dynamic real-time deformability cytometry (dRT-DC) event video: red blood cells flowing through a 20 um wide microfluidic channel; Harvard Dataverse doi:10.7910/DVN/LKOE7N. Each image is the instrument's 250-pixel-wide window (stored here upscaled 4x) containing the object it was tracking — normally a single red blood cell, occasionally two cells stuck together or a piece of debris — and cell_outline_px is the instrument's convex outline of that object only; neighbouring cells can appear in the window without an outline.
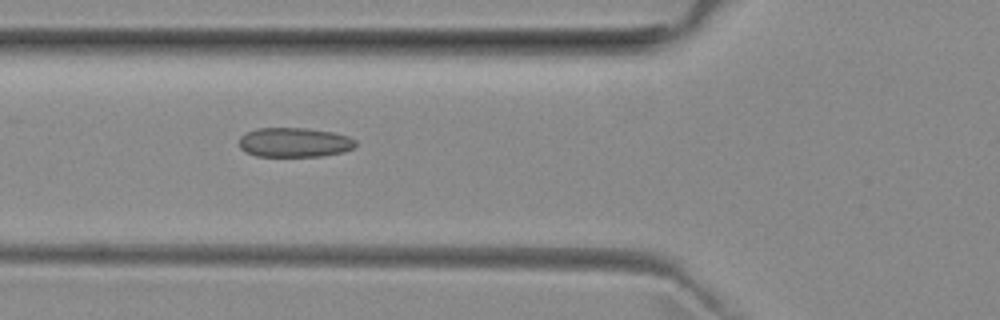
{"species": "common noctule bat (a hibernating species)", "species_latin": "Nyctalus noctula", "temperature_condition": "room temperature", "stored_images_in_passage": 31, "camera_frame_rate_fps": 3000, "um_per_image_px": 0.085, "animal": {"sex": "female", "body_mass_g": 29.2, "forearm_length_mm": 56.3}, "frame": {"image": 1, "passage_image": 3, "time_ms": 0.667, "image_size_px": [1000, 320], "cell_outline_px": [[356, 144], [352, 148], [344, 152], [324, 156], [256, 156], [244, 152], [240, 148], [240, 136], [256, 128], [308, 128], [332, 132], [348, 136], [356, 140]], "centroid_in_image_um": [25.02, 12.1], "position_along_channel_um": 100.8, "area_um2": 20.11}}
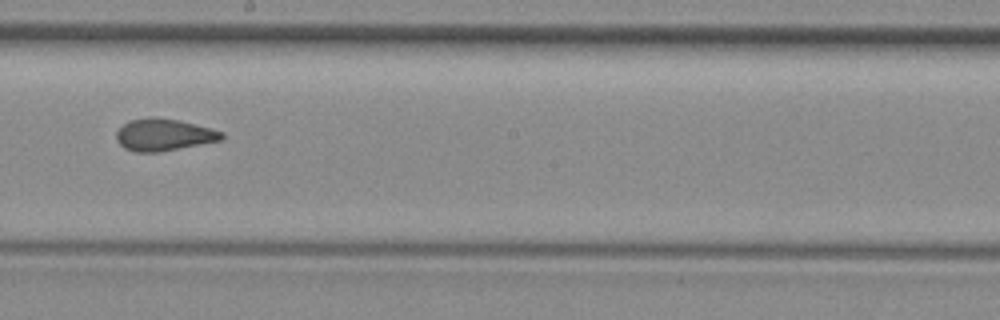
{"frame": {"image": 2, "passage_image": 13, "time_ms": 4.0, "image_size_px": [1000, 320], "cell_outline_px": [[224, 140], [160, 152], [136, 152], [124, 148], [116, 140], [116, 132], [124, 124], [132, 120], [148, 116], [152, 116], [180, 120], [212, 128], [224, 132]], "centroid_in_image_um": [13.96, 11.45], "position_along_channel_um": 234.2, "area_um2": 19.94}}
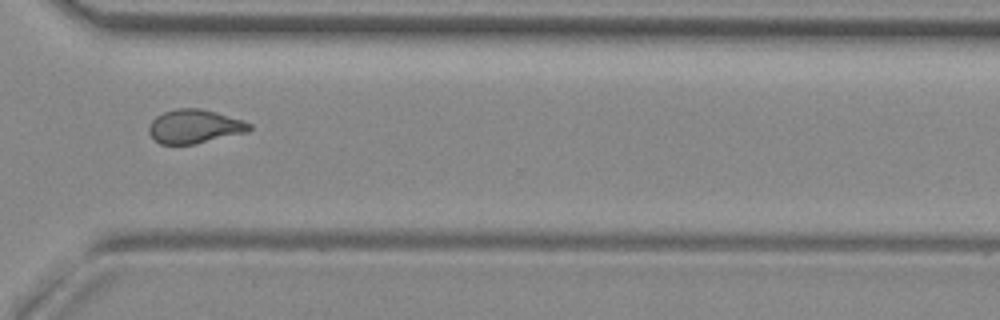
{"frame": {"image": 3, "passage_image": 22, "time_ms": 7.0, "image_size_px": [1000, 320], "cell_outline_px": [[252, 128], [248, 132], [192, 144], [160, 144], [148, 132], [148, 128], [152, 120], [156, 116], [164, 112], [176, 108], [200, 108], [216, 112], [244, 120], [252, 124]], "centroid_in_image_um": [16.55, 10.73], "position_along_channel_um": 354.0, "area_um2": 19.77}}